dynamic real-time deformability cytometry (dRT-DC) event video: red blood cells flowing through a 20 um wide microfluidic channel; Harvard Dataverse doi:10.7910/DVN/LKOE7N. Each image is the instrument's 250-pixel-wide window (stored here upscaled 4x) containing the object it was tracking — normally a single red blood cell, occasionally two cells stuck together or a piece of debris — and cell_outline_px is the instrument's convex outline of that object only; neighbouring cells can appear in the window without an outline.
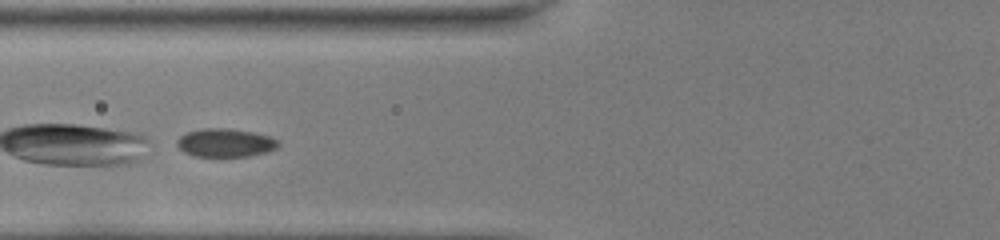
{"species": "common noctule bat (a hibernating species)", "species_latin": "Nyctalus noctula", "temperature_condition": "room temperature", "stored_images_in_passage": 12, "camera_frame_rate_fps": 3000, "um_per_image_px": 0.085, "animal": {"sex": "female", "body_mass_g": 22.0, "forearm_length_mm": 56.7}, "frame": {"image": 1, "passage_image": 5, "time_ms": 1.333, "image_size_px": [1000, 240], "cell_outline_px": [[280, 144], [276, 148], [268, 152], [248, 156], [192, 156], [184, 152], [176, 144], [176, 140], [180, 136], [188, 132], [204, 128], [228, 128], [252, 132], [272, 136]], "centroid_in_image_um": [19.16, 12.13], "position_along_channel_um": 106.6, "area_um2": 16.76}}